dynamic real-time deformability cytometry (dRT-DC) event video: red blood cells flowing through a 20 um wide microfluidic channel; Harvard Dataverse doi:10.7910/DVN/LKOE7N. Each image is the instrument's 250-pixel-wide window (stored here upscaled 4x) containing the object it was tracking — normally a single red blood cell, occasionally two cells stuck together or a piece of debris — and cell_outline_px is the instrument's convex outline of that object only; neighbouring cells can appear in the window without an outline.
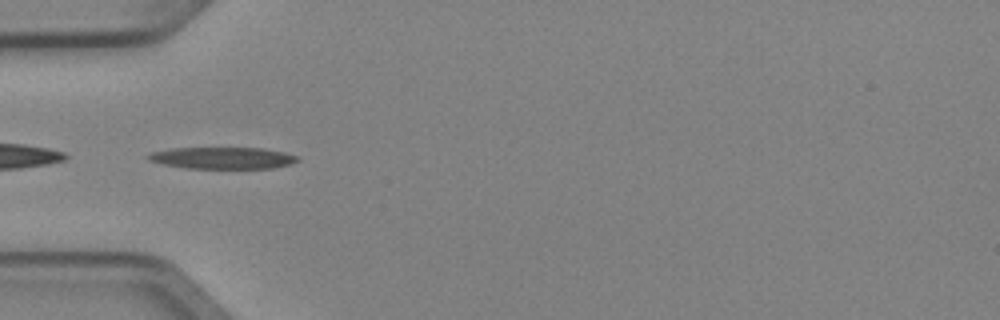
{"species": "Egyptian fruit bat (a non-hibernating species)", "species_latin": "Rousettus aegyptiacus", "temperature_condition": "cold", "stored_images_in_passage": 3, "camera_frame_rate_fps": 3000, "um_per_image_px": 0.085, "animal": {"sex": "female"}, "frame": {"image": 1, "passage_image": 3, "time_ms": 0.667, "image_size_px": [1000, 320], "cell_outline_px": [[300, 160], [288, 164], [272, 168], [184, 168], [164, 164], [148, 160], [144, 156], [148, 152], [172, 148], [264, 148], [284, 152], [300, 156]], "centroid_in_image_um": [18.88, 13.42], "position_along_channel_um": 66.1, "area_um2": 19.02}}